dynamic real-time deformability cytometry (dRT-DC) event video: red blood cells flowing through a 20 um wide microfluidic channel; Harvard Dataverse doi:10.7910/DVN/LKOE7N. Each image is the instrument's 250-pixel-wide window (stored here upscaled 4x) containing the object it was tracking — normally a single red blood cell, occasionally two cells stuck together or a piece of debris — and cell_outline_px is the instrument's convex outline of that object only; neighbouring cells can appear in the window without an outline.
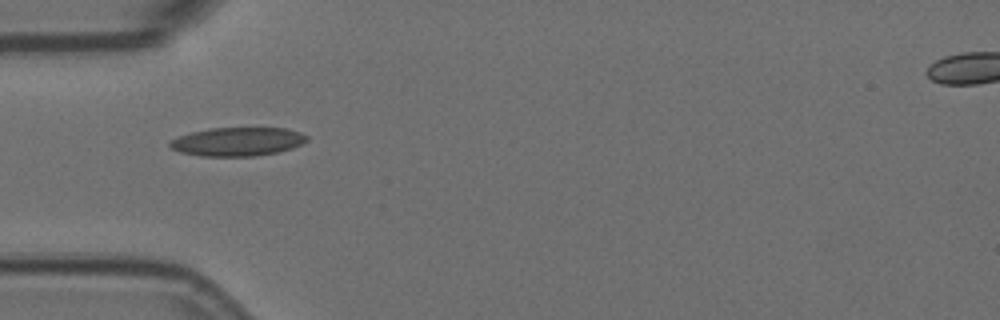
{"species": "Egyptian fruit bat (a non-hibernating species)", "species_latin": "Rousettus aegyptiacus", "temperature_condition": "room temperature", "stored_images_in_passage": 5, "camera_frame_rate_fps": 3000, "um_per_image_px": 0.085, "animal": {"sex": "female"}, "frame": {"image": 1, "passage_image": 1, "time_ms": 0.0, "image_size_px": [1000, 320], "cell_outline_px": [[308, 140], [292, 148], [276, 152], [256, 156], [200, 156], [180, 152], [172, 148], [168, 144], [172, 140], [180, 136], [192, 132], [208, 128], [284, 128], [300, 132], [308, 136]], "centroid_in_image_um": [20.2, 12.04], "position_along_channel_um": 64.8, "area_um2": 22.72}}
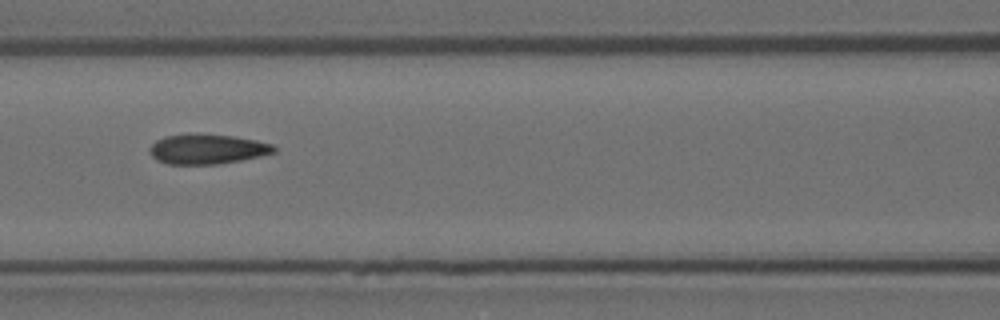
{"frame": {"image": 2, "passage_image": 3, "time_ms": 0.667, "image_size_px": [1000, 320], "cell_outline_px": [[276, 152], [260, 156], [240, 160], [216, 164], [168, 164], [156, 160], [148, 152], [148, 148], [156, 140], [164, 136], [196, 132], [232, 136], [256, 140], [272, 144], [276, 148]], "centroid_in_image_um": [17.57, 12.65], "position_along_channel_um": 149.0, "area_um2": 21.96}}
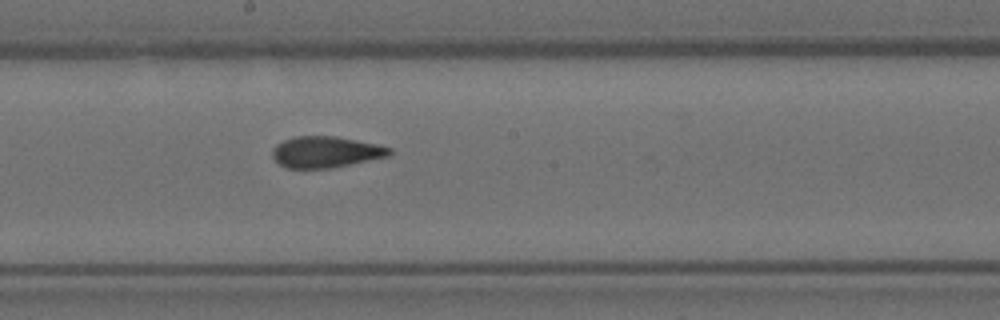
{"frame": {"image": 3, "passage_image": 5, "time_ms": 1.333, "image_size_px": [1000, 320], "cell_outline_px": [[392, 152], [388, 156], [332, 168], [288, 168], [280, 164], [272, 156], [272, 148], [276, 144], [284, 140], [296, 136], [336, 136], [376, 144], [392, 148]], "centroid_in_image_um": [27.68, 12.91], "position_along_channel_um": 220.5, "area_um2": 21.21}}